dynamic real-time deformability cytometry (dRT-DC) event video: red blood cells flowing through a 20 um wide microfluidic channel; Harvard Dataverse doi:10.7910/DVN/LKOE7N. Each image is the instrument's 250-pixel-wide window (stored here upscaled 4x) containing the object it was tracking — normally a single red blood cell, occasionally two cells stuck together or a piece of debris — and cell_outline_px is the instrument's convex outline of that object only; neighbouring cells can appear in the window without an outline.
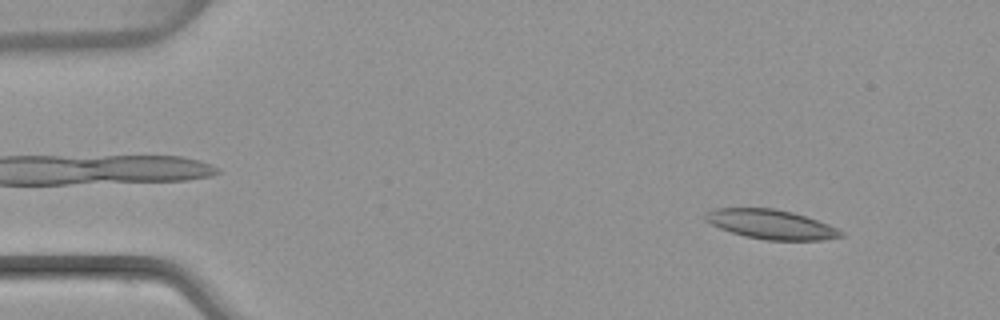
{"species": "common noctule bat (a hibernating species)", "species_latin": "Nyctalus noctula", "temperature_condition": "warm", "stored_images_in_passage": 3, "camera_frame_rate_fps": 3000, "um_per_image_px": 0.085, "animal": {"sex": "female", "body_mass_g": 22.7, "forearm_length_mm": 54.2}, "frame": {"image": 1, "passage_image": 1, "time_ms": 0.0, "image_size_px": [1000, 320], "cell_outline_px": [[844, 236], [820, 240], [764, 240], [744, 236], [720, 228], [704, 220], [704, 212], [712, 208], [772, 208], [792, 212], [828, 224], [844, 232]], "centroid_in_image_um": [65.49, 19.06], "position_along_channel_um": 19.5, "area_um2": 23.18}}
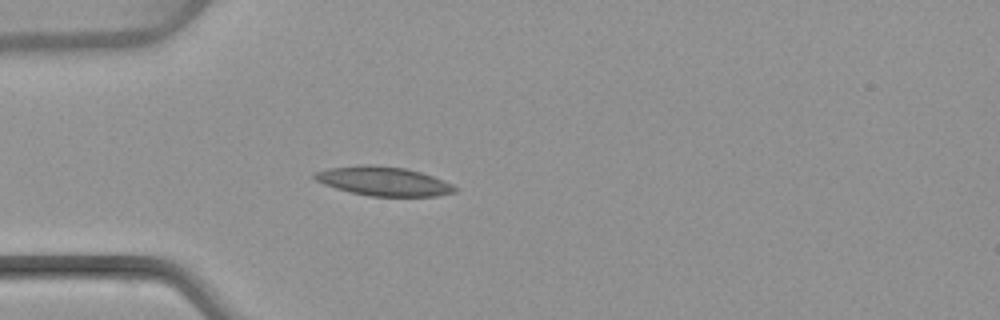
{"frame": {"image": 2, "passage_image": 3, "time_ms": 3.0, "image_size_px": [1000, 320], "cell_outline_px": [[460, 188], [456, 192], [436, 196], [368, 196], [336, 188], [324, 184], [316, 180], [312, 176], [312, 172], [328, 168], [356, 164], [368, 164], [404, 168], [420, 172], [432, 176], [452, 184]], "centroid_in_image_um": [32.58, 15.39], "position_along_channel_um": 52.4, "area_um2": 23.87}}